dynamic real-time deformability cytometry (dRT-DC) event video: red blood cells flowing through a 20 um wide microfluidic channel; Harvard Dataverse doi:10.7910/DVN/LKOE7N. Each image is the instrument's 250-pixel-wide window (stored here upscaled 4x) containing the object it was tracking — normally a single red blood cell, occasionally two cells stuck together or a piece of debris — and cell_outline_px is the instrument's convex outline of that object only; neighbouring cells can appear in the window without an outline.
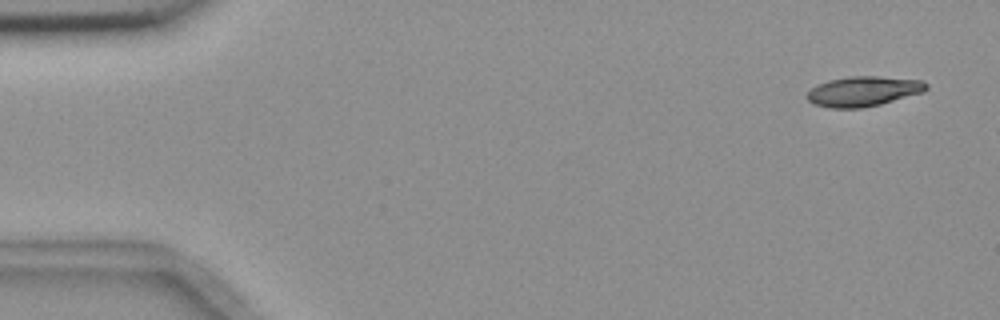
{"species": "common noctule bat (a hibernating species)", "species_latin": "Nyctalus noctula", "temperature_condition": "room temperature", "stored_images_in_passage": 3, "camera_frame_rate_fps": 3000, "um_per_image_px": 0.085, "animal": {"sex": "female", "body_mass_g": 18.4}, "frame": {"image": 1, "passage_image": 1, "time_ms": 0.0, "image_size_px": [1000, 320], "cell_outline_px": [[928, 88], [924, 92], [880, 104], [860, 108], [832, 108], [812, 104], [808, 100], [808, 92], [816, 84], [828, 80], [852, 76], [876, 76], [920, 80], [928, 84]], "centroid_in_image_um": [73.38, 7.76], "position_along_channel_um": 11.6, "area_um2": 20.75}}